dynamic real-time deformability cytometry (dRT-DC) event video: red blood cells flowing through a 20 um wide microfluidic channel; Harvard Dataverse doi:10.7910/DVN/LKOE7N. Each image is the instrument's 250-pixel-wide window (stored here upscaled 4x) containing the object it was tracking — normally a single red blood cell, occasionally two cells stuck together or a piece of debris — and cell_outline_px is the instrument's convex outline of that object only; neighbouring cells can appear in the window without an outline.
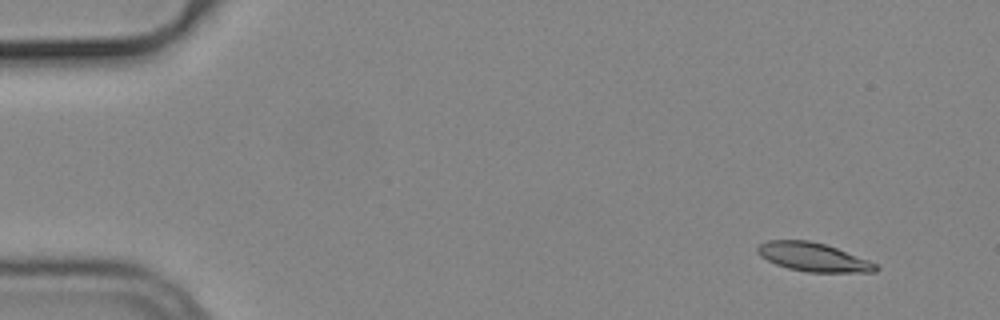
{"species": "common noctule bat (a hibernating species)", "species_latin": "Nyctalus noctula", "temperature_condition": "cold", "stored_images_in_passage": 52, "segment_of_instrument_passage": [1, 2], "camera_frame_rate_fps": 3000, "um_per_image_px": 0.085, "animal": {"sex": "male", "body_mass_g": 19.2, "forearm_length_mm": 51.8}, "frame": {"image": 1, "passage_image": 1, "time_ms": 0.0, "image_size_px": [1000, 320], "cell_outline_px": [[880, 268], [876, 272], [808, 272], [788, 268], [776, 264], [760, 256], [756, 252], [756, 248], [760, 244], [768, 240], [808, 240], [824, 244], [836, 248], [868, 260], [876, 264]], "centroid_in_image_um": [69.11, 21.85], "position_along_channel_um": 15.9, "area_um2": 19.59}}
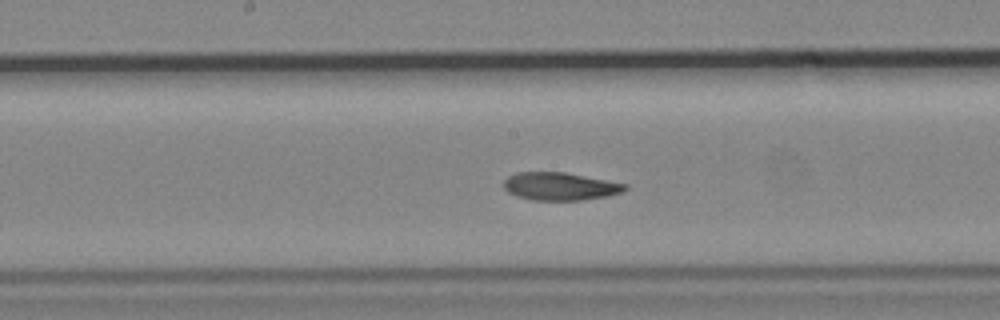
{"frame": {"image": 2, "passage_image": 25, "time_ms": 8.0, "image_size_px": [1000, 320], "cell_outline_px": [[628, 188], [620, 192], [608, 196], [584, 200], [532, 200], [516, 196], [508, 192], [504, 188], [504, 180], [508, 176], [516, 172], [564, 172], [628, 184]], "centroid_in_image_um": [47.59, 15.84], "position_along_channel_um": 200.6, "area_um2": 19.71}}
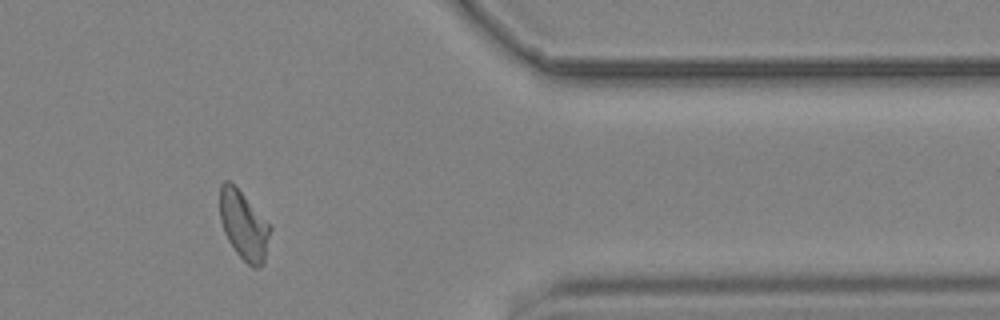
{"frame": {"image": 3, "passage_image": 42, "time_ms": 13.667, "image_size_px": [1000, 320], "cell_outline_px": [[272, 228], [264, 264], [260, 268], [252, 268], [236, 252], [228, 240], [224, 232], [220, 220], [220, 184], [224, 180], [228, 180], [244, 196]], "centroid_in_image_um": [20.72, 19.2], "position_along_channel_um": 390.7, "area_um2": 19.94}}